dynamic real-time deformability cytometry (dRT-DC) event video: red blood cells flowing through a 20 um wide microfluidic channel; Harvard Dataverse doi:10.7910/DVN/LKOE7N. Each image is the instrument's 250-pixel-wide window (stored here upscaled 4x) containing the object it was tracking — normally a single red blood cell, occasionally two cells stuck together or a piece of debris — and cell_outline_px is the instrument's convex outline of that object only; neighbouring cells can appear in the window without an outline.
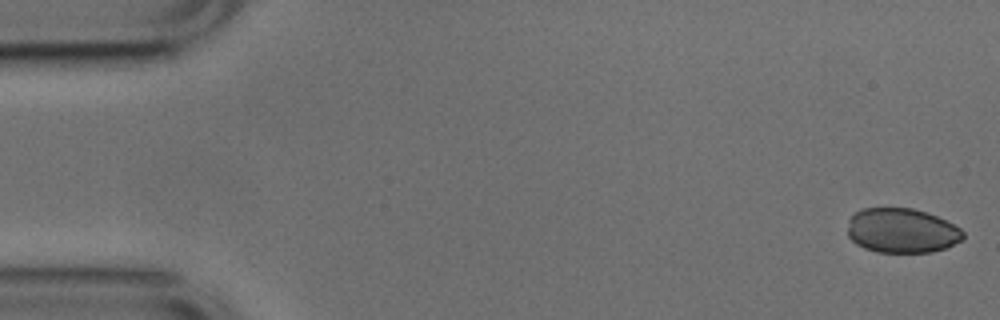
{"species": "common noctule bat (a hibernating species)", "species_latin": "Nyctalus noctula", "temperature_condition": "cold", "stored_images_in_passage": 13, "camera_frame_rate_fps": 3000, "um_per_image_px": 0.085, "animal": {"sex": "male", "body_mass_g": 17.9, "forearm_length_mm": 54.2}, "frame": {"image": 1, "passage_image": 1, "time_ms": 0.0, "image_size_px": [1000, 320], "cell_outline_px": [[964, 236], [960, 240], [944, 248], [932, 252], [876, 252], [864, 248], [856, 244], [848, 236], [848, 220], [856, 212], [864, 208], [912, 208], [936, 216], [960, 228], [964, 232]], "centroid_in_image_um": [76.62, 19.6], "position_along_channel_um": 8.4, "area_um2": 29.82}}
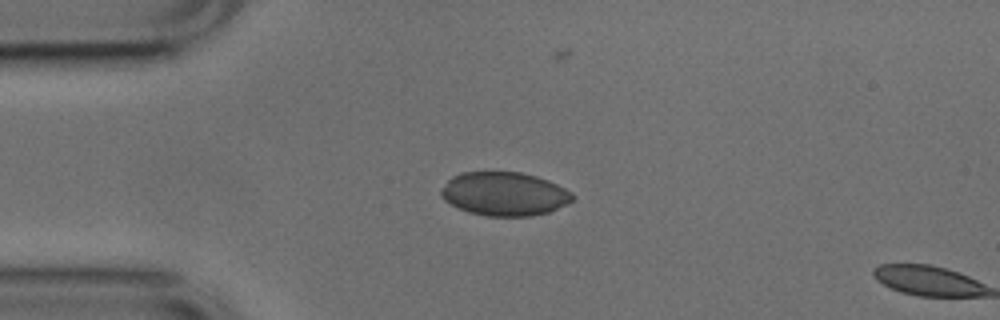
{"frame": {"image": 2, "passage_image": 12, "time_ms": 3.667, "image_size_px": [1000, 320], "cell_outline_px": [[572, 200], [568, 204], [548, 212], [532, 216], [488, 216], [468, 212], [444, 200], [440, 196], [440, 192], [448, 180], [452, 176], [460, 172], [520, 172], [536, 176], [548, 180], [572, 192]], "centroid_in_image_um": [42.86, 16.48], "position_along_channel_um": 42.1, "area_um2": 33.35}}